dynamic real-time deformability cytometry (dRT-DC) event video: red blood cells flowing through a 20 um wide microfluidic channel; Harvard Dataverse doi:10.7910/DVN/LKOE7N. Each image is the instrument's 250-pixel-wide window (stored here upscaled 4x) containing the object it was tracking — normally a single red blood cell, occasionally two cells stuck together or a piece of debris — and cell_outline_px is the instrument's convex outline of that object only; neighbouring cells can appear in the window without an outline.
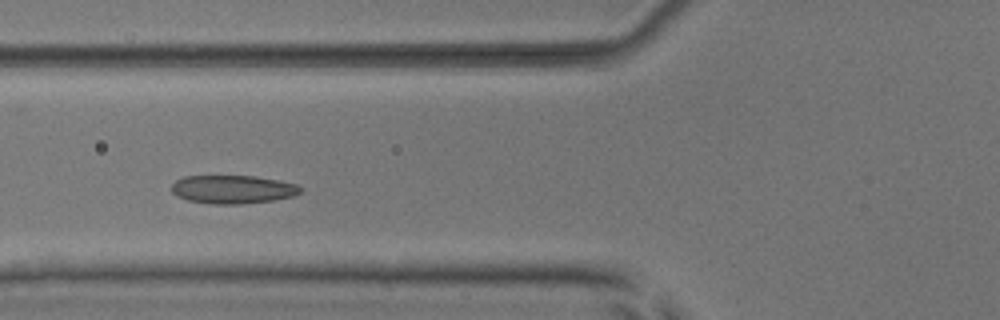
{"species": "common noctule bat (a hibernating species)", "species_latin": "Nyctalus noctula", "temperature_condition": "room temperature", "stored_images_in_passage": 8, "camera_frame_rate_fps": 3000, "um_per_image_px": 0.085, "animal": {"sex": "male", "body_mass_g": 17.9, "forearm_length_mm": 54.2}, "frame": {"image": 1, "passage_image": 5, "time_ms": 4.667, "image_size_px": [1000, 320], "cell_outline_px": [[300, 192], [292, 196], [272, 200], [240, 204], [212, 204], [188, 200], [176, 196], [172, 192], [172, 184], [176, 180], [184, 176], [252, 176], [280, 180], [296, 184], [300, 188]], "centroid_in_image_um": [19.75, 16.09], "position_along_channel_um": 106.1, "area_um2": 21.15}}
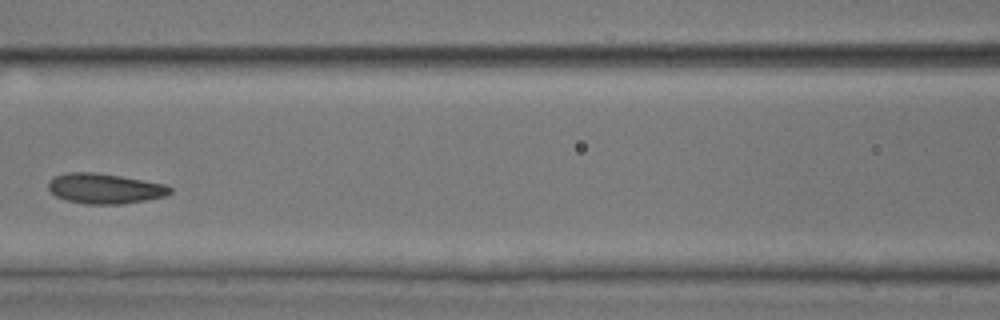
{"frame": {"image": 2, "passage_image": 6, "time_ms": 6.0, "image_size_px": [1000, 320], "cell_outline_px": [[172, 192], [164, 196], [124, 204], [84, 204], [68, 200], [56, 196], [48, 188], [48, 180], [52, 176], [68, 172], [96, 172], [120, 176], [164, 184], [172, 188]], "centroid_in_image_um": [8.86, 16.02], "position_along_channel_um": 157.7, "area_um2": 21.39}}